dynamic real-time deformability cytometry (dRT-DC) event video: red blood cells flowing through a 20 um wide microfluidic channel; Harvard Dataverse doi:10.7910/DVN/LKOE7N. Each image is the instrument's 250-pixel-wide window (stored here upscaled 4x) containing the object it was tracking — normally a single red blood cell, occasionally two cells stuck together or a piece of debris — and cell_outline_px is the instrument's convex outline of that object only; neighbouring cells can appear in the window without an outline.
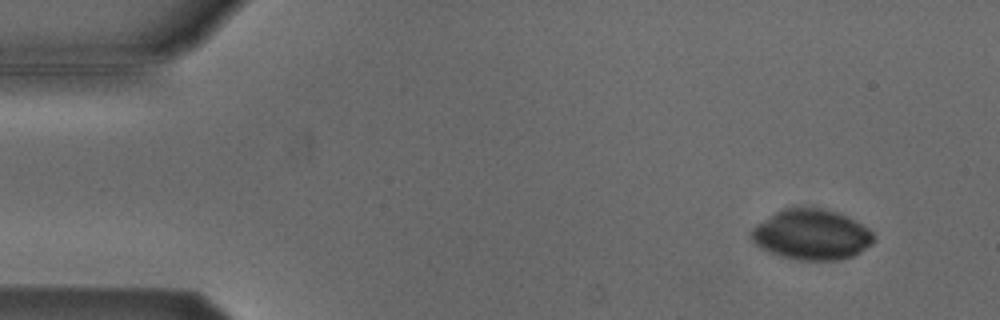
{"species": "Egyptian fruit bat (a non-hibernating species)", "species_latin": "Rousettus aegyptiacus", "temperature_condition": "cold", "stored_images_in_passage": 52, "camera_frame_rate_fps": 3000, "um_per_image_px": 0.085, "animal": {"sex": "male"}, "frame": {"image": 1, "passage_image": 5, "time_ms": 1.333, "image_size_px": [1000, 320], "cell_outline_px": [[876, 240], [872, 244], [860, 252], [852, 256], [840, 260], [796, 260], [780, 256], [768, 252], [760, 248], [748, 240], [748, 232], [756, 224], [776, 212], [788, 208], [820, 208], [836, 212], [868, 228], [876, 236]], "centroid_in_image_um": [68.93, 19.97], "position_along_channel_um": 16.1, "area_um2": 36.13}}
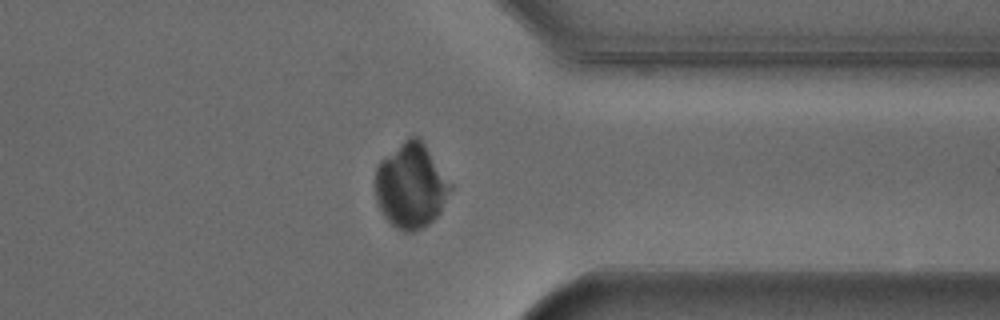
{"frame": {"image": 2, "passage_image": 42, "time_ms": 13.667, "image_size_px": [1000, 320], "cell_outline_px": [[452, 188], [440, 212], [428, 224], [412, 232], [404, 232], [396, 228], [384, 216], [376, 200], [376, 168], [380, 160], [408, 136], [416, 136], [424, 144], [452, 184]], "centroid_in_image_um": [34.92, 15.79], "position_along_channel_um": 376.5, "area_um2": 36.76}}
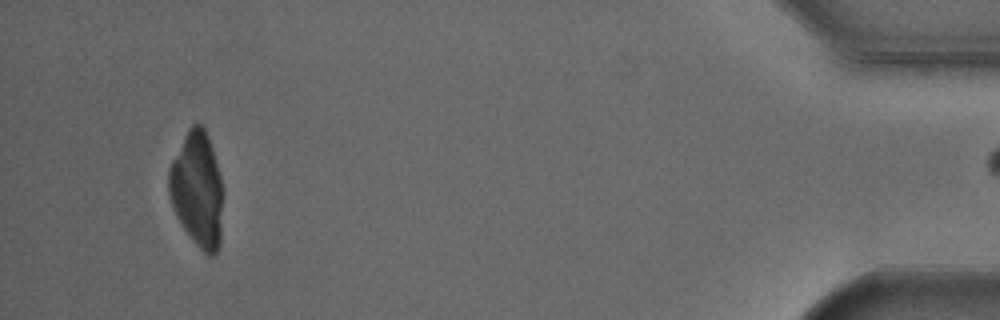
{"frame": {"image": 3, "passage_image": 51, "time_ms": 16.667, "image_size_px": [1000, 320], "cell_outline_px": [[224, 192], [220, 244], [216, 252], [212, 256], [208, 256], [192, 240], [176, 216], [172, 208], [168, 196], [168, 168], [188, 128], [192, 124], [200, 124], [204, 128], [208, 136], [212, 148], [220, 176]], "centroid_in_image_um": [16.77, 16.12], "position_along_channel_um": 418.4, "area_um2": 36.76}}